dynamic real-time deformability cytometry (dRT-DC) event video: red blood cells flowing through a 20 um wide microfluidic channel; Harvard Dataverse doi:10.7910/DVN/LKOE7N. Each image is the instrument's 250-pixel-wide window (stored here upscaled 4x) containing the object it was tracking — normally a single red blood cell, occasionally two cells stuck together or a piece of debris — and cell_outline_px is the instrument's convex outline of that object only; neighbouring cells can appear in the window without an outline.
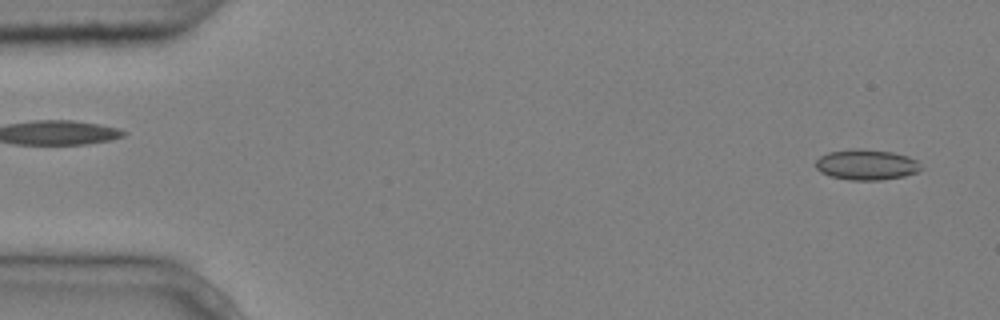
{"species": "common noctule bat (a hibernating species)", "species_latin": "Nyctalus noctula", "temperature_condition": "cold", "stored_images_in_passage": 2, "segment_of_instrument_passage": [2, 2], "camera_frame_rate_fps": 3000, "um_per_image_px": 0.085, "animal": {"sex": "male", "body_mass_g": 20.4}, "frame": {"image": 1, "passage_image": 2, "time_ms": 0.333, "image_size_px": [1000, 320], "cell_outline_px": [[924, 168], [916, 172], [904, 176], [880, 180], [848, 180], [832, 176], [820, 172], [816, 168], [816, 160], [820, 156], [828, 152], [856, 148], [860, 148], [892, 152], [908, 156], [916, 160]], "centroid_in_image_um": [73.65, 13.99], "position_along_channel_um": 11.4, "area_um2": 18.79}}